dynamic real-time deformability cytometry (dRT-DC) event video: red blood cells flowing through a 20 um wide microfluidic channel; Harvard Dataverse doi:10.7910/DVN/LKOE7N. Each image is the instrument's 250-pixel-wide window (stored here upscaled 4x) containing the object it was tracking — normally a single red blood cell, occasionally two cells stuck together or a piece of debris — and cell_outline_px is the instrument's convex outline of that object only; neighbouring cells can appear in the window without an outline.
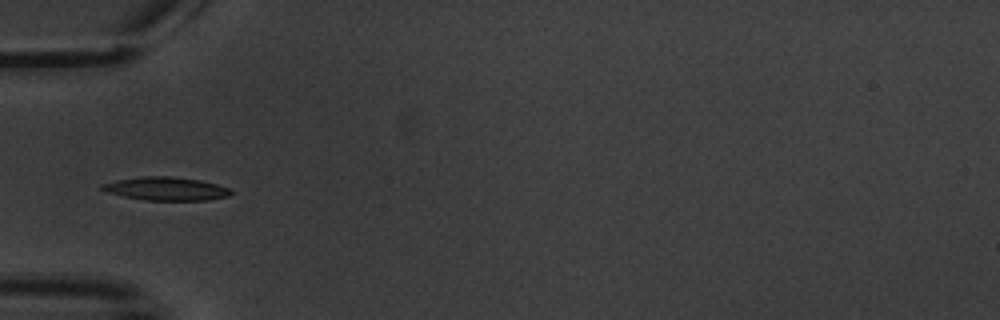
{"species": "common noctule bat (a hibernating species)", "species_latin": "Nyctalus noctula", "temperature_condition": "warm", "stored_images_in_passage": 6, "camera_frame_rate_fps": 3000, "um_per_image_px": 0.085, "animal": {"sex": "male", "body_mass_g": 20.1, "forearm_length_mm": 53.5}, "frame": {"image": 1, "passage_image": 5, "time_ms": 4.667, "image_size_px": [1000, 320], "cell_outline_px": [[232, 192], [228, 196], [208, 200], [144, 200], [124, 196], [108, 192], [100, 188], [100, 184], [116, 180], [140, 176], [172, 176], [200, 180], [216, 184], [228, 188]], "centroid_in_image_um": [14.09, 16.03], "position_along_channel_um": 70.9, "area_um2": 17.46}}